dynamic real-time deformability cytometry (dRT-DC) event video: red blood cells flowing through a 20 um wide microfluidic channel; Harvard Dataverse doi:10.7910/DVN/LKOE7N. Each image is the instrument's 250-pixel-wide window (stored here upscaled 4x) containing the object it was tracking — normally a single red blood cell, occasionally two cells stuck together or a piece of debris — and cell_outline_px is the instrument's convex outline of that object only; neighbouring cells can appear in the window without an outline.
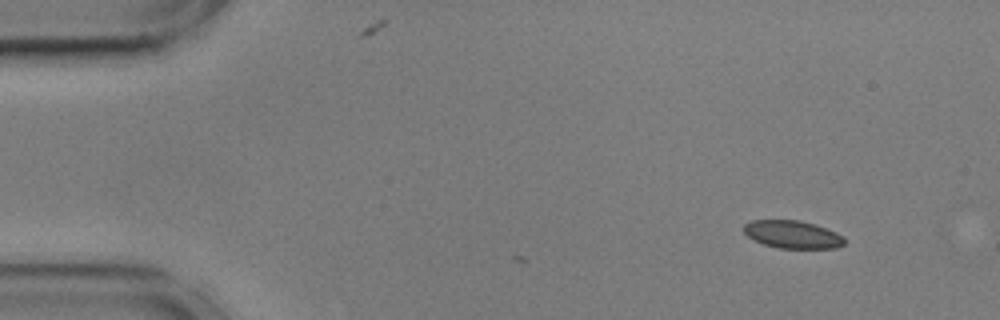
{"species": "common noctule bat (a hibernating species)", "species_latin": "Nyctalus noctula", "temperature_condition": "cold", "stored_images_in_passage": 3, "camera_frame_rate_fps": 3000, "um_per_image_px": 0.085, "animal": {"sex": "male", "body_mass_g": 17.9, "forearm_length_mm": 54.2}, "frame": {"image": 1, "passage_image": 1, "time_ms": 0.0, "image_size_px": [1000, 320], "cell_outline_px": [[844, 244], [836, 248], [780, 248], [764, 244], [748, 236], [744, 232], [744, 224], [752, 220], [800, 220], [816, 224], [836, 232], [844, 236]], "centroid_in_image_um": [67.39, 19.92], "position_along_channel_um": 17.6, "area_um2": 16.24}}